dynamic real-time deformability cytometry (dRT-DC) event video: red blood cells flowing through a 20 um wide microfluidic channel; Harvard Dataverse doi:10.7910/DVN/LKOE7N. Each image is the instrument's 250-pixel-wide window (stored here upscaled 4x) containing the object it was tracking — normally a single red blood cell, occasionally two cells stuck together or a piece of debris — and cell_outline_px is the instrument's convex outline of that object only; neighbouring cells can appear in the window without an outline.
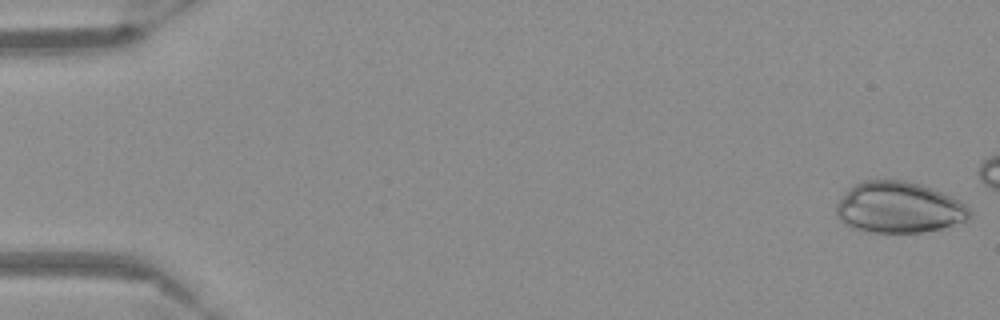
{"species": "Egyptian fruit bat (a non-hibernating species)", "species_latin": "Rousettus aegyptiacus", "temperature_condition": "warm", "stored_images_in_passage": 16, "camera_frame_rate_fps": 3000, "um_per_image_px": 0.085, "frame": {"image": 1, "passage_image": 1, "time_ms": 0.0, "image_size_px": [1000, 320], "cell_outline_px": [[968, 220], [940, 228], [920, 232], [872, 232], [852, 228], [844, 224], [836, 216], [836, 204], [848, 188], [864, 180], [904, 180], [920, 184], [932, 188], [960, 200], [968, 208]], "centroid_in_image_um": [76.35, 17.62], "position_along_channel_um": 8.6, "area_um2": 39.54}}